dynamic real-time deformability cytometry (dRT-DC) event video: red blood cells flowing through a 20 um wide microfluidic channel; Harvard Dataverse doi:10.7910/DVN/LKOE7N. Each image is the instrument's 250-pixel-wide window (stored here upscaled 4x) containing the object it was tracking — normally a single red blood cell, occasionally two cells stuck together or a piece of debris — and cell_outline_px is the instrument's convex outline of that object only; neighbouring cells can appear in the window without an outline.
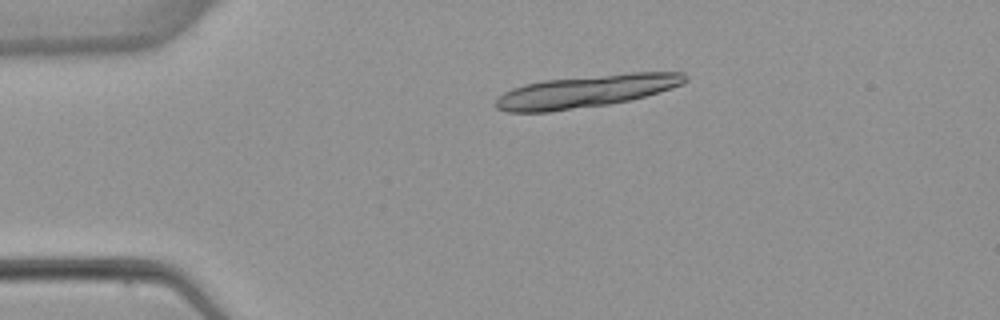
{"species": "common noctule bat (a hibernating species)", "species_latin": "Nyctalus noctula", "temperature_condition": "warm", "stored_images_in_passage": 6, "segment_of_instrument_passage": [1, 2], "camera_frame_rate_fps": 3000, "um_per_image_px": 0.085, "animal": {"sex": "female", "body_mass_g": 22.7, "forearm_length_mm": 54.2}, "frame": {"image": 1, "passage_image": 3, "time_ms": 3.333, "image_size_px": [1000, 320], "cell_outline_px": [[688, 80], [684, 84], [672, 88], [644, 96], [628, 100], [608, 104], [548, 112], [508, 112], [496, 108], [492, 104], [504, 92], [512, 88], [524, 84], [544, 80], [632, 72], [684, 72], [688, 76]], "centroid_in_image_um": [49.81, 7.75], "position_along_channel_um": 35.2, "area_um2": 35.78}}